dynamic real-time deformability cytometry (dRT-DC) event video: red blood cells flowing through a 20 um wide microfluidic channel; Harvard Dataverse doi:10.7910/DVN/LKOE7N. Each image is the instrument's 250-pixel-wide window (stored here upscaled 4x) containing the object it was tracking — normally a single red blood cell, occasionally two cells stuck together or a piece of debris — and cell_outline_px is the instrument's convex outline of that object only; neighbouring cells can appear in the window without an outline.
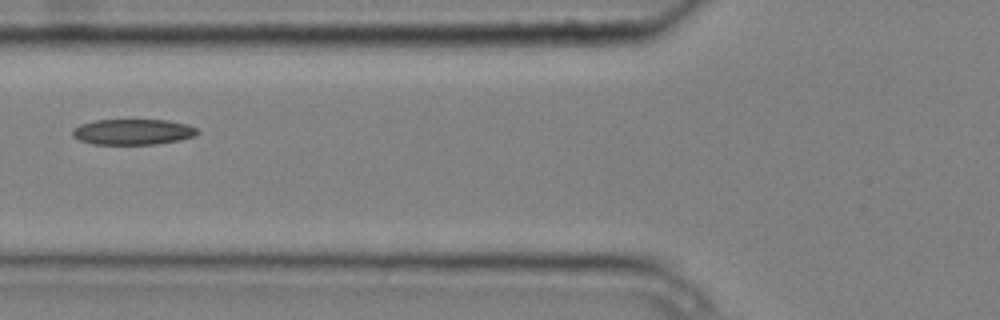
{"species": "common noctule bat (a hibernating species)", "species_latin": "Nyctalus noctula", "temperature_condition": "cold", "stored_images_in_passage": 8, "camera_frame_rate_fps": 3000, "um_per_image_px": 0.085, "animal": {"sex": "male", "body_mass_g": 20.4}, "frame": {"image": 1, "passage_image": 5, "time_ms": 1.333, "image_size_px": [1000, 320], "cell_outline_px": [[200, 132], [196, 136], [180, 140], [156, 144], [92, 144], [80, 140], [72, 136], [72, 128], [80, 124], [96, 120], [168, 120], [188, 124], [196, 128]], "centroid_in_image_um": [11.31, 11.21], "position_along_channel_um": 114.5, "area_um2": 18.84}}
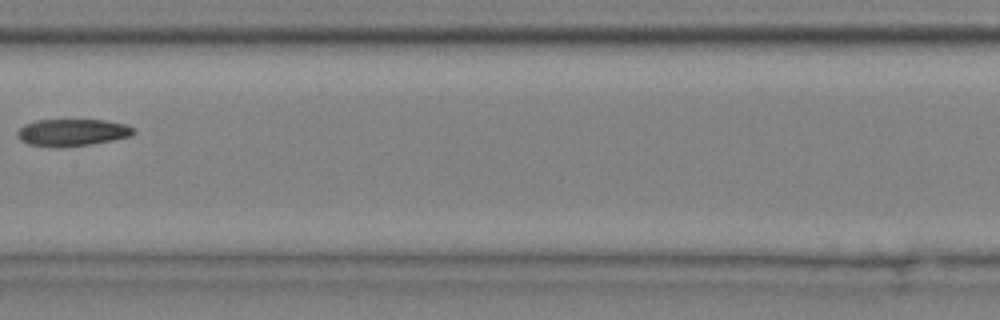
{"frame": {"image": 2, "passage_image": 7, "time_ms": 2.0, "image_size_px": [1000, 320], "cell_outline_px": [[136, 132], [132, 136], [92, 144], [64, 148], [52, 148], [28, 144], [20, 140], [16, 136], [16, 132], [24, 124], [36, 120], [104, 120], [124, 124], [136, 128]], "centroid_in_image_um": [6.12, 11.28], "position_along_channel_um": 201.3, "area_um2": 18.73}}
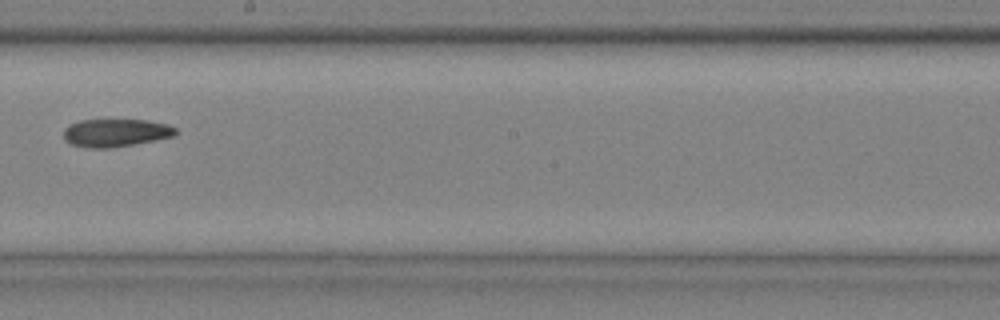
{"frame": {"image": 3, "passage_image": 8, "time_ms": 2.333, "image_size_px": [1000, 320], "cell_outline_px": [[176, 132], [172, 136], [156, 140], [108, 148], [88, 148], [72, 144], [64, 140], [64, 128], [68, 124], [80, 120], [148, 120], [168, 124], [176, 128]], "centroid_in_image_um": [9.8, 11.28], "position_along_channel_um": 238.4, "area_um2": 18.15}}